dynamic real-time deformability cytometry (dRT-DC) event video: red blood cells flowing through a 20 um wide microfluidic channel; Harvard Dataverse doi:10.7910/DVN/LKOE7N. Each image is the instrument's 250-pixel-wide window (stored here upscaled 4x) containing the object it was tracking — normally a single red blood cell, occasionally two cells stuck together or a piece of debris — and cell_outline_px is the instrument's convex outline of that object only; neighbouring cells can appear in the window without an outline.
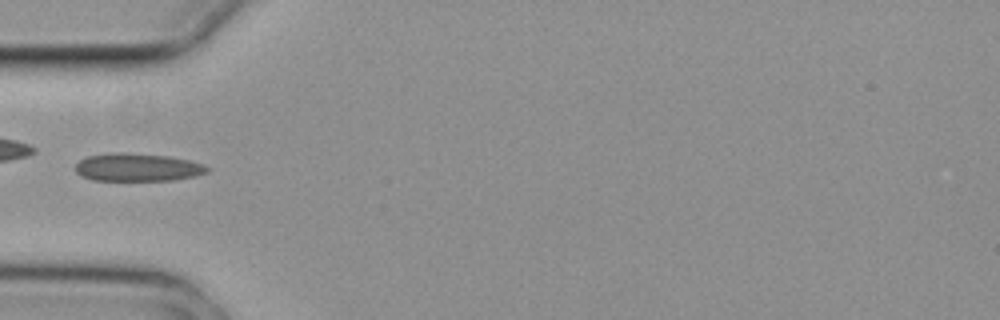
{"species": "common noctule bat (a hibernating species)", "species_latin": "Nyctalus noctula", "temperature_condition": "cold", "stored_images_in_passage": 6, "camera_frame_rate_fps": 3000, "um_per_image_px": 0.085, "animal": {"sex": "female", "body_mass_g": 29.2, "forearm_length_mm": 56.3}, "frame": {"image": 1, "passage_image": 5, "time_ms": 1.333, "image_size_px": [1000, 320], "cell_outline_px": [[212, 168], [208, 172], [196, 176], [176, 180], [92, 180], [80, 176], [76, 172], [76, 164], [80, 160], [88, 156], [116, 152], [120, 152], [168, 156], [188, 160], [204, 164]], "centroid_in_image_um": [11.72, 14.23], "position_along_channel_um": 73.3, "area_um2": 21.5}}
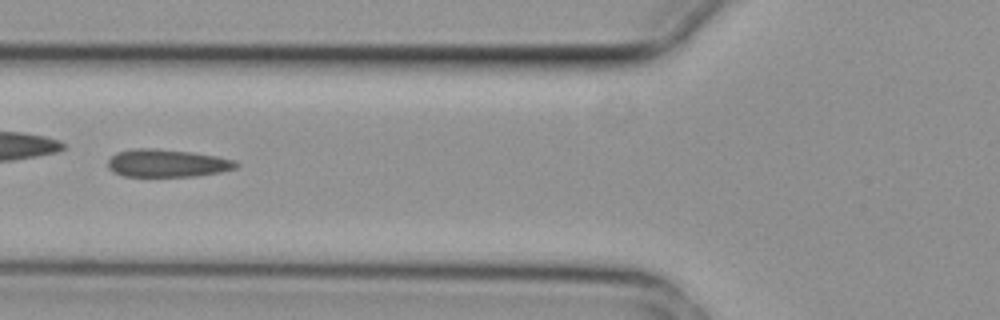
{"frame": {"image": 2, "passage_image": 6, "time_ms": 1.667, "image_size_px": [1000, 320], "cell_outline_px": [[240, 164], [236, 168], [220, 172], [196, 176], [124, 176], [112, 172], [108, 168], [108, 160], [116, 152], [132, 148], [156, 148], [192, 152], [216, 156], [236, 160]], "centroid_in_image_um": [14.2, 13.86], "position_along_channel_um": 111.6, "area_um2": 20.92}}